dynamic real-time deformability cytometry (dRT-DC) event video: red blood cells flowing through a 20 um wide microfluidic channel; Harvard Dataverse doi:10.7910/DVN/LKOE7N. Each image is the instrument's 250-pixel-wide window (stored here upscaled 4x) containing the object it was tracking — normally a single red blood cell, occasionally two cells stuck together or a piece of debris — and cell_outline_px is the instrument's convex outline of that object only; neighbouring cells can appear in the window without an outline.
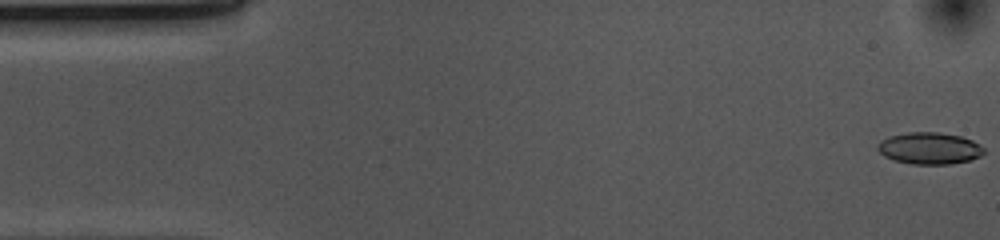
{"species": "common noctule bat (a hibernating species)", "species_latin": "Nyctalus noctula", "temperature_condition": "cold", "stored_images_in_passage": 53, "camera_frame_rate_fps": 3000, "um_per_image_px": 0.085, "animal": {"sex": "female", "body_mass_g": 10.0, "forearm_length_mm": 53.1}, "frame": {"image": 1, "passage_image": 1, "time_ms": 0.0, "image_size_px": [1000, 240], "cell_outline_px": [[984, 152], [980, 156], [968, 160], [952, 164], [912, 164], [896, 160], [884, 156], [876, 148], [876, 144], [880, 140], [888, 136], [908, 132], [940, 132], [960, 136], [972, 140], [980, 144], [984, 148]], "centroid_in_image_um": [78.98, 12.59], "position_along_channel_um": 6.0, "area_um2": 19.77}}
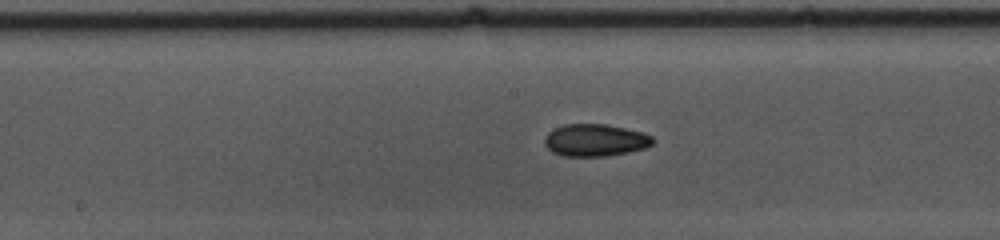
{"frame": {"image": 2, "passage_image": 26, "time_ms": 8.333, "image_size_px": [1000, 240], "cell_outline_px": [[656, 140], [652, 144], [644, 148], [628, 152], [608, 156], [560, 156], [552, 152], [544, 144], [544, 140], [548, 132], [552, 128], [564, 124], [604, 124], [644, 132], [652, 136]], "centroid_in_image_um": [50.58, 11.91], "position_along_channel_um": 197.6, "area_um2": 20.52}}
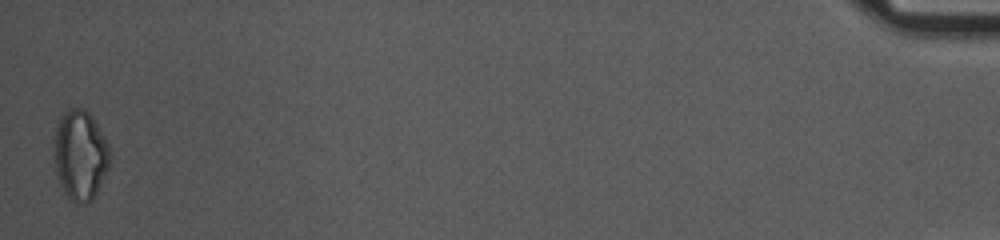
{"frame": {"image": 3, "passage_image": 53, "time_ms": 17.333, "image_size_px": [1000, 240], "cell_outline_px": [[112, 156], [108, 168], [92, 200], [84, 204], [72, 204], [64, 192], [56, 176], [52, 140], [56, 124], [60, 116], [68, 108], [84, 108], [92, 116], [108, 144]], "centroid_in_image_um": [6.78, 13.18], "position_along_channel_um": 428.4, "area_um2": 29.88}, "authors_computed_cell_mechanics": {"area_um2": 20.0566, "velocity_mm_per_s": 3.6885, "shape_relaxation_time_tau1_ms": null, "shape_relaxation_time_tau2_ms": 4.657, "deformation_change_tau1": null, "deformation_change_tau2": 0.0954}}